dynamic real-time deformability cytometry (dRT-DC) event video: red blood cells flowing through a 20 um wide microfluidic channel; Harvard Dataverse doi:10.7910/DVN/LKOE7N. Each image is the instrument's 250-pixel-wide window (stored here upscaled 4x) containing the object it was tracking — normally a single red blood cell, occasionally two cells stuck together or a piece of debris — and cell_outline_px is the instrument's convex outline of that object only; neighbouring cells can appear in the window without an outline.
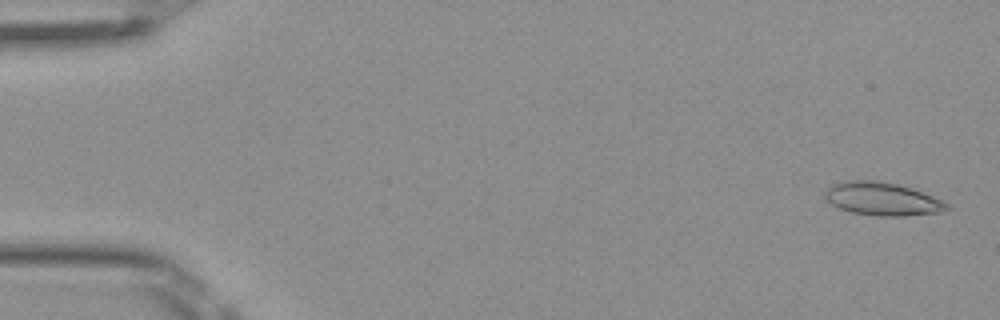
{"species": "Egyptian fruit bat (a non-hibernating species)", "species_latin": "Rousettus aegyptiacus", "temperature_condition": "room temperature", "stored_images_in_passage": 10, "camera_frame_rate_fps": 3000, "um_per_image_px": 0.085, "frame": {"image": 1, "passage_image": 2, "time_ms": 0.333, "image_size_px": [1000, 320], "cell_outline_px": [[948, 208], [940, 212], [904, 216], [876, 216], [852, 212], [840, 208], [832, 204], [824, 196], [824, 192], [832, 184], [844, 180], [872, 180], [896, 184], [912, 188], [944, 200], [948, 204]], "centroid_in_image_um": [74.99, 16.9], "position_along_channel_um": 10.0, "area_um2": 23.47}}